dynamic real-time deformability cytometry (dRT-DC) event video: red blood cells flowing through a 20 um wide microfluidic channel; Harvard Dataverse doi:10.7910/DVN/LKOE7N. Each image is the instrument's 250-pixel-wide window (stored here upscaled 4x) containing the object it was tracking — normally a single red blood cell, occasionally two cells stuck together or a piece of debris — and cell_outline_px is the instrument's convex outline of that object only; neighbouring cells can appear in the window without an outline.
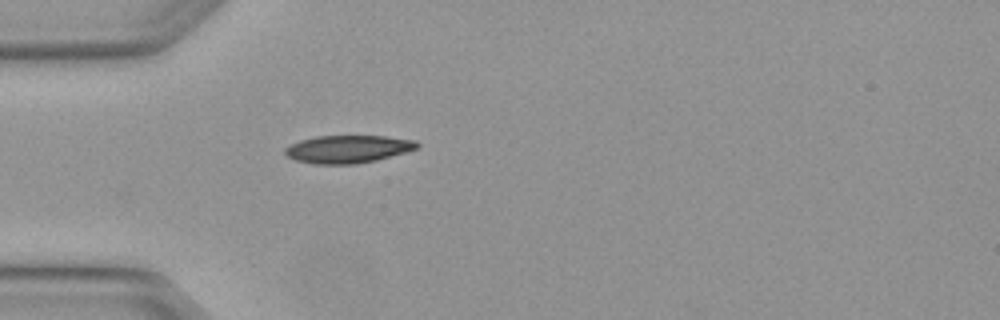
{"species": "Egyptian fruit bat (a non-hibernating species)", "species_latin": "Rousettus aegyptiacus", "temperature_condition": "warm", "stored_images_in_passage": 1, "camera_frame_rate_fps": 3000, "um_per_image_px": 0.085, "animal": {"sex": "female"}, "frame": {"image": 1, "passage_image": 1, "time_ms": 0.0, "image_size_px": [1000, 320], "cell_outline_px": [[420, 144], [416, 148], [404, 152], [376, 160], [356, 164], [316, 164], [296, 160], [288, 156], [284, 152], [284, 148], [300, 140], [316, 136], [384, 136], [416, 140]], "centroid_in_image_um": [29.56, 12.67], "position_along_channel_um": 55.4, "area_um2": 21.15}}